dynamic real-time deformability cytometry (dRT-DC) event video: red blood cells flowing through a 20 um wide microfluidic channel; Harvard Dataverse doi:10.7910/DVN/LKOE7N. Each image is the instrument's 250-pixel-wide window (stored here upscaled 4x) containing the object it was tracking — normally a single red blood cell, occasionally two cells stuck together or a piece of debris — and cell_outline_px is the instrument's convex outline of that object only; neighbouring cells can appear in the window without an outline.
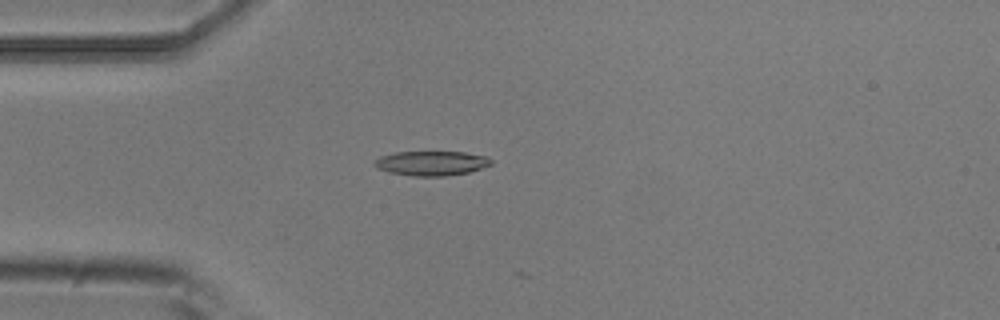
{"species": "common noctule bat (a hibernating species)", "species_latin": "Nyctalus noctula", "temperature_condition": "room temperature", "stored_images_in_passage": 5, "camera_frame_rate_fps": 3000, "um_per_image_px": 0.085, "animal": {"sex": "male", "body_mass_g": 20.5, "forearm_length_mm": 52.5}, "frame": {"image": 1, "passage_image": 4, "time_ms": 1.0, "image_size_px": [1000, 320], "cell_outline_px": [[492, 164], [468, 172], [444, 176], [412, 176], [392, 172], [376, 168], [372, 164], [372, 160], [380, 156], [396, 152], [464, 152], [488, 156], [492, 160]], "centroid_in_image_um": [36.64, 13.86], "position_along_channel_um": 48.4, "area_um2": 16.7}}